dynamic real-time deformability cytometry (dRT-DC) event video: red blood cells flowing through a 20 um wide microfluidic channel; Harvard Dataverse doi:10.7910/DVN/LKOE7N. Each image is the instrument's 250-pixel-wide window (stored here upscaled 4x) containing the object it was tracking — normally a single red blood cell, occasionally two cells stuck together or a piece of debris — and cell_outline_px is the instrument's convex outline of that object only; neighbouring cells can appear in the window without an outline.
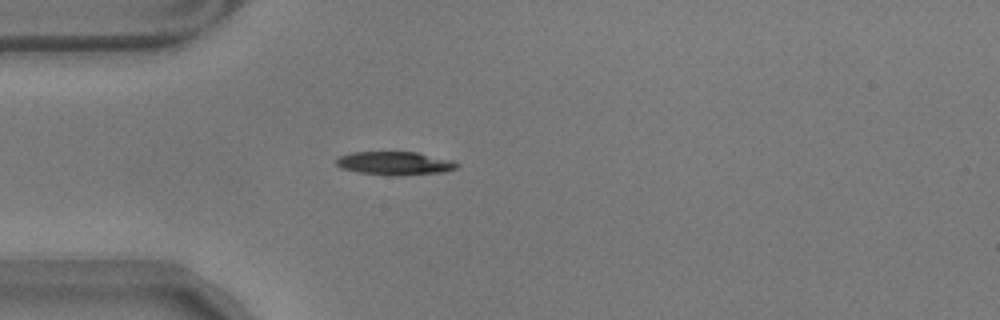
{"species": "common noctule bat (a hibernating species)", "species_latin": "Nyctalus noctula", "temperature_condition": "warm", "stored_images_in_passage": 26, "camera_frame_rate_fps": 3000, "um_per_image_px": 0.085, "animal": {"sex": "male", "body_mass_g": 17.9}, "frame": {"image": 1, "passage_image": 1, "time_ms": 0.0, "image_size_px": [1000, 320], "cell_outline_px": [[460, 164], [456, 168], [444, 172], [400, 176], [392, 176], [360, 172], [340, 168], [336, 164], [336, 160], [340, 156], [352, 152], [416, 152], [452, 160]], "centroid_in_image_um": [33.57, 13.88], "position_along_channel_um": 51.4, "area_um2": 16.47}}
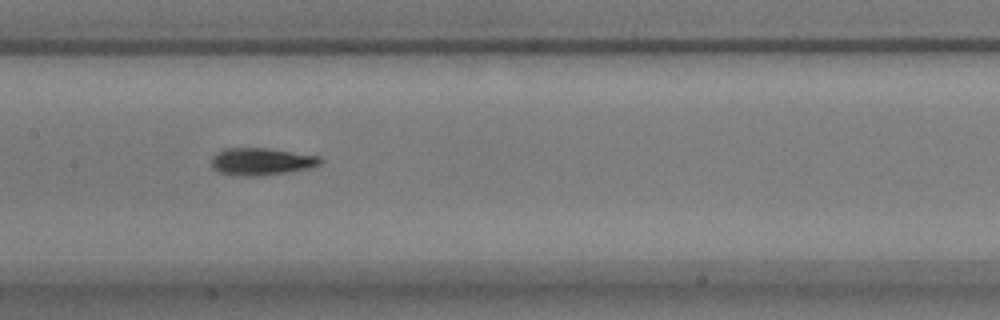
{"frame": {"image": 2, "passage_image": 13, "time_ms": 4.0, "image_size_px": [1000, 320], "cell_outline_px": [[324, 160], [320, 164], [312, 168], [256, 176], [252, 176], [220, 172], [212, 168], [212, 156], [216, 152], [224, 148], [268, 148], [320, 156]], "centroid_in_image_um": [22.25, 13.71], "position_along_channel_um": 185.2, "area_um2": 17.17}}
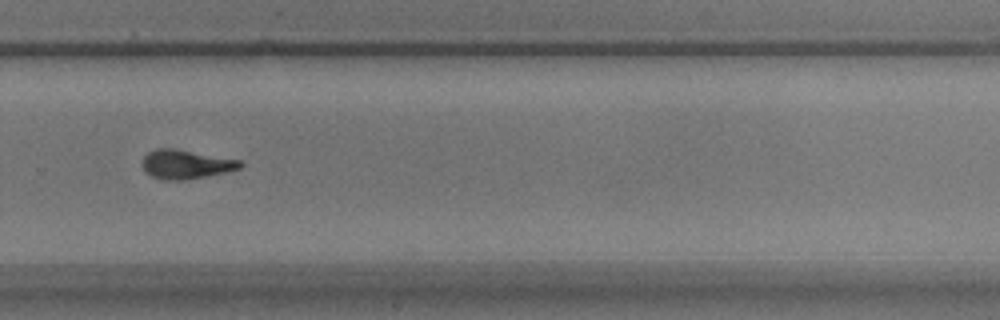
{"frame": {"image": 3, "passage_image": 24, "time_ms": 7.667, "image_size_px": [1000, 320], "cell_outline_px": [[244, 164], [240, 168], [224, 172], [184, 180], [164, 180], [152, 176], [144, 172], [140, 164], [144, 156], [148, 152], [156, 148], [176, 148], [244, 160]], "centroid_in_image_um": [15.79, 13.94], "position_along_channel_um": 314.0, "area_um2": 16.88}}